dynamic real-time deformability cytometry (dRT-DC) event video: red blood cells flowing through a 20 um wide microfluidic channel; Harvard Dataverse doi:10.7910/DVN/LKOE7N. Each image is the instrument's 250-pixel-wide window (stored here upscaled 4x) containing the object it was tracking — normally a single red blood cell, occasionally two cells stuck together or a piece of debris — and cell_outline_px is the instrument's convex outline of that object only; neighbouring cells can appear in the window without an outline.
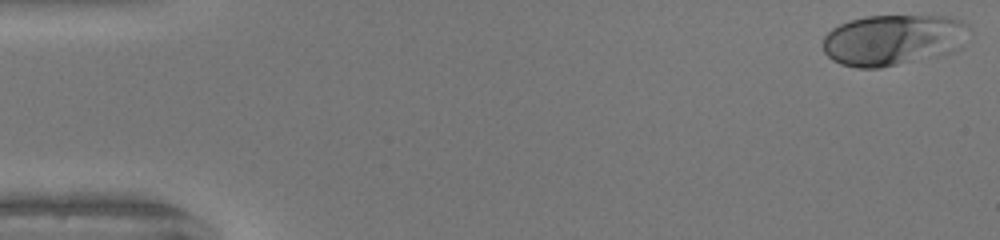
{"species": "human", "species_latin": "Homo sapiens", "temperature_condition": "warm", "stored_images_in_passage": 41, "camera_frame_rate_fps": 3000, "um_per_image_px": 0.085, "donor": {"sex": "female"}, "frame": {"image": 1, "passage_image": 1, "time_ms": 0.0, "image_size_px": [1000, 240], "cell_outline_px": [[968, 28], [952, 52], [936, 56], [880, 68], [856, 68], [840, 64], [832, 60], [824, 52], [824, 36], [832, 28], [840, 24], [852, 20], [868, 16], [948, 16], [960, 20], [968, 24]], "centroid_in_image_um": [75.84, 3.39], "position_along_channel_um": 9.2, "area_um2": 42.77}}
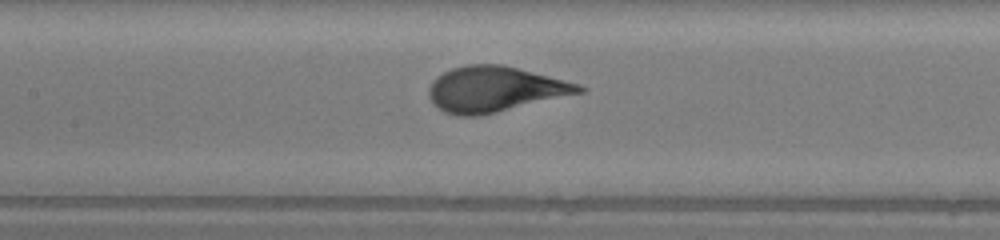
{"frame": {"image": 2, "passage_image": 23, "time_ms": 7.333, "image_size_px": [1000, 240], "cell_outline_px": [[588, 88], [584, 92], [480, 116], [456, 116], [444, 112], [432, 104], [428, 96], [428, 88], [432, 80], [436, 76], [452, 68], [468, 64], [500, 64], [580, 84]], "centroid_in_image_um": [42.01, 7.59], "position_along_channel_um": 165.4, "area_um2": 39.82}}
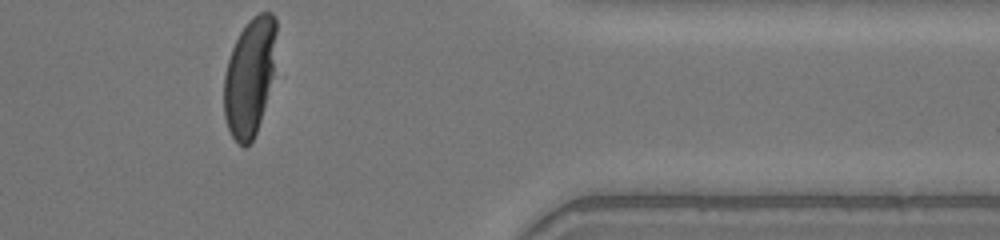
{"frame": {"image": 3, "passage_image": 41, "time_ms": 13.333, "image_size_px": [1000, 240], "cell_outline_px": [[276, 32], [272, 76], [260, 120], [256, 132], [252, 140], [244, 148], [232, 136], [228, 128], [224, 116], [224, 76], [228, 60], [232, 48], [240, 32], [248, 20], [252, 16], [260, 12], [272, 12], [276, 20]], "centroid_in_image_um": [21.2, 6.5], "position_along_channel_um": 390.2, "area_um2": 35.43}}